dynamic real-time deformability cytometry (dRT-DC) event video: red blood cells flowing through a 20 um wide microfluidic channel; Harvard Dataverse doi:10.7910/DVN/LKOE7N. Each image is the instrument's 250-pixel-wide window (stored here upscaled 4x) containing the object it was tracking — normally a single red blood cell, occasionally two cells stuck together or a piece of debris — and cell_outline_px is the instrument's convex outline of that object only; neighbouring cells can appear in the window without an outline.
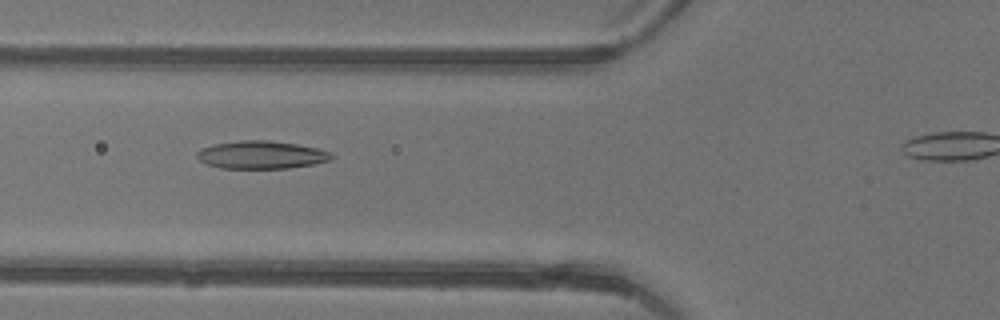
{"species": "common noctule bat (a hibernating species)", "species_latin": "Nyctalus noctula", "temperature_condition": "warm", "stored_images_in_passage": 31, "camera_frame_rate_fps": 3000, "um_per_image_px": 0.085, "animal": {"sex": "female"}, "frame": {"image": 1, "passage_image": 8, "time_ms": 2.333, "image_size_px": [1000, 320], "cell_outline_px": [[336, 156], [332, 160], [312, 164], [288, 168], [220, 168], [208, 164], [200, 160], [196, 156], [196, 152], [212, 144], [240, 140], [268, 140], [296, 144], [316, 148], [332, 152]], "centroid_in_image_um": [22.24, 13.16], "position_along_channel_um": 103.6, "area_um2": 21.85}}
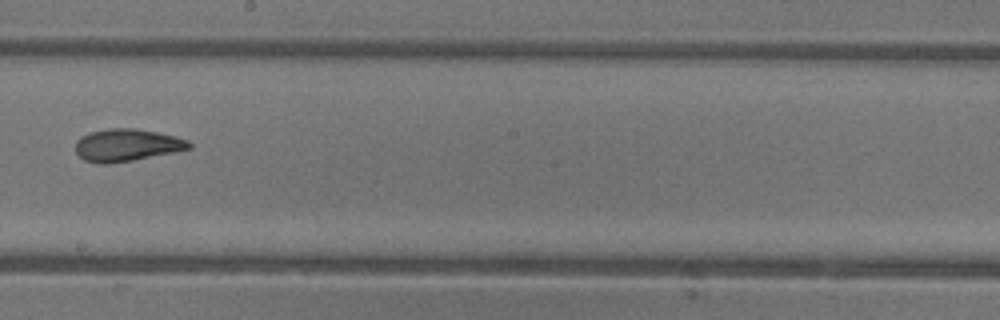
{"frame": {"image": 2, "passage_image": 17, "time_ms": 5.333, "image_size_px": [1000, 320], "cell_outline_px": [[192, 148], [132, 160], [108, 164], [100, 164], [84, 160], [76, 152], [76, 140], [80, 136], [88, 132], [108, 128], [132, 128], [156, 132], [188, 140], [192, 144]], "centroid_in_image_um": [10.73, 12.33], "position_along_channel_um": 237.5, "area_um2": 21.27}}
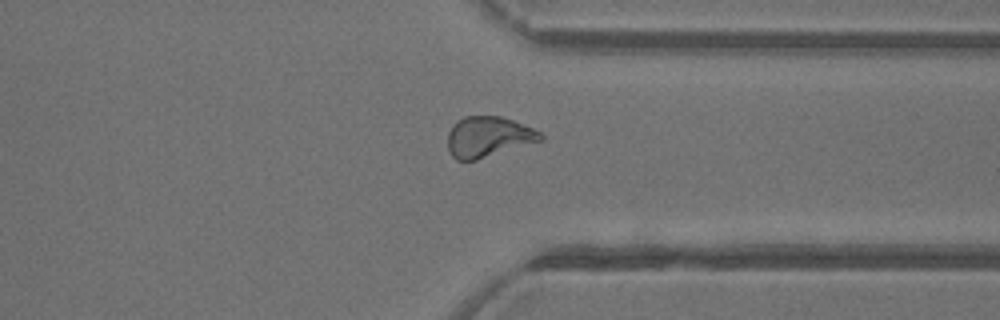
{"frame": {"image": 3, "passage_image": 26, "time_ms": 8.333, "image_size_px": [1000, 320], "cell_outline_px": [[544, 140], [476, 160], [456, 160], [452, 156], [448, 148], [448, 132], [452, 124], [456, 120], [464, 116], [500, 116], [512, 120], [532, 128], [540, 132], [544, 136]], "centroid_in_image_um": [41.49, 11.63], "position_along_channel_um": 369.9, "area_um2": 22.02}}